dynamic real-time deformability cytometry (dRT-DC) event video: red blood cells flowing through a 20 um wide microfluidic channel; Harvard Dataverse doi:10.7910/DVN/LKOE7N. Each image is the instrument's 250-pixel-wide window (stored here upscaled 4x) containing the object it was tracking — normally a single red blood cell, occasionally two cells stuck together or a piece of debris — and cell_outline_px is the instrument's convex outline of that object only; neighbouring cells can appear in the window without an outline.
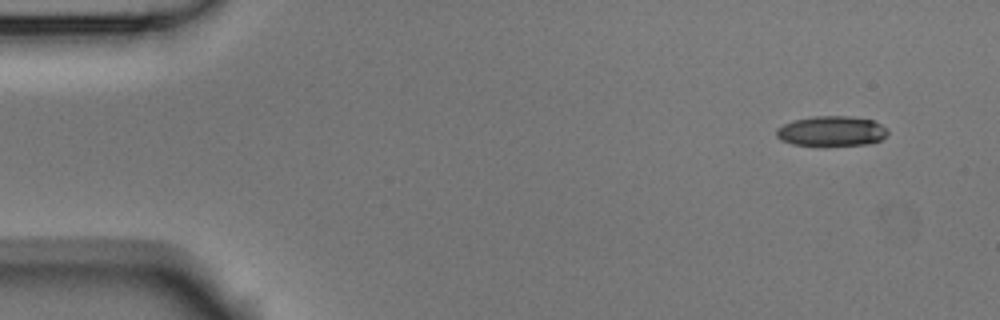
{"species": "Egyptian fruit bat (a non-hibernating species)", "species_latin": "Rousettus aegyptiacus", "temperature_condition": "room temperature", "stored_images_in_passage": 5, "camera_frame_rate_fps": 3000, "um_per_image_px": 0.085, "animal": {"sex": "male"}, "frame": {"image": 1, "passage_image": 1, "time_ms": 0.0, "image_size_px": [1000, 320], "cell_outline_px": [[888, 132], [880, 140], [868, 144], [824, 148], [792, 144], [780, 140], [776, 136], [776, 128], [792, 120], [812, 116], [848, 116], [872, 120], [888, 128]], "centroid_in_image_um": [70.64, 11.18], "position_along_channel_um": 14.4, "area_um2": 20.29}}